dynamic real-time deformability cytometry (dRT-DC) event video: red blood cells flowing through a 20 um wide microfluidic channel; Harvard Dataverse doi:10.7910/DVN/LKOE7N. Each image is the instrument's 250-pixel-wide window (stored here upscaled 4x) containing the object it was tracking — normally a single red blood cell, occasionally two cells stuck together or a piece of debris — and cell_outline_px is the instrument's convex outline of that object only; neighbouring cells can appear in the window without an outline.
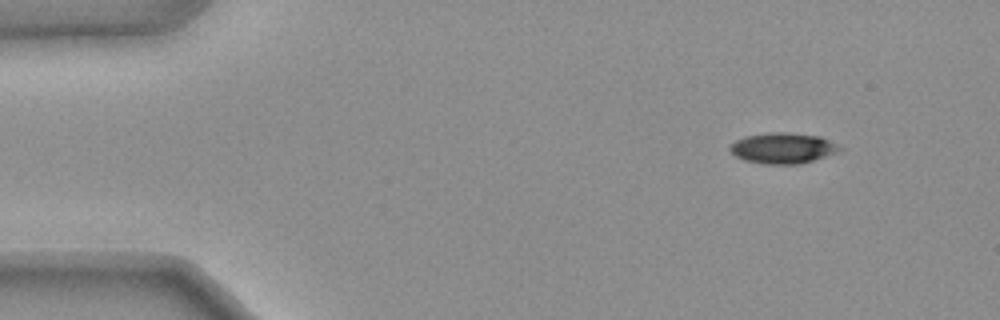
{"species": "common noctule bat (a hibernating species)", "species_latin": "Nyctalus noctula", "temperature_condition": "warm", "stored_images_in_passage": 23, "camera_frame_rate_fps": 3000, "um_per_image_px": 0.085, "animal": {"sex": "female", "body_mass_g": 25.1}, "frame": {"image": 1, "passage_image": 7, "time_ms": 2.0, "image_size_px": [1000, 320], "cell_outline_px": [[820, 144], [816, 152], [812, 156], [800, 160], [768, 160], [748, 156], [740, 152], [736, 148], [772, 136], [796, 136], [820, 140]], "centroid_in_image_um": [66.44, 12.6], "position_along_channel_um": 18.6, "area_um2": 11.04}}